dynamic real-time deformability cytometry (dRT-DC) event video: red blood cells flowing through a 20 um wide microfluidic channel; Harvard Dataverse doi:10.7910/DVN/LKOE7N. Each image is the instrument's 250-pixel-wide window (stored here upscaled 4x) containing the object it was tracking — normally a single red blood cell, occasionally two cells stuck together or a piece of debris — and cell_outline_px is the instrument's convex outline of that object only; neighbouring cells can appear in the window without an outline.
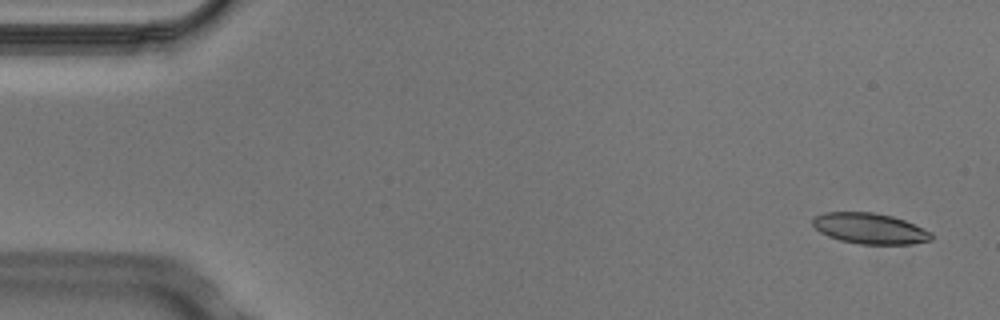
{"species": "Egyptian fruit bat (a non-hibernating species)", "species_latin": "Rousettus aegyptiacus", "temperature_condition": "cold", "stored_images_in_passage": 4, "segment_of_instrument_passage": [2, 2], "camera_frame_rate_fps": 3000, "um_per_image_px": 0.085, "animal": {"sex": "male"}, "frame": {"image": 1, "passage_image": 4, "time_ms": 1.0, "image_size_px": [1000, 320], "cell_outline_px": [[932, 240], [912, 244], [860, 244], [840, 240], [828, 236], [820, 232], [812, 224], [812, 220], [816, 216], [824, 212], [872, 212], [892, 216], [904, 220], [924, 228], [932, 232]], "centroid_in_image_um": [73.95, 19.42], "position_along_channel_um": 11.1, "area_um2": 21.27}}